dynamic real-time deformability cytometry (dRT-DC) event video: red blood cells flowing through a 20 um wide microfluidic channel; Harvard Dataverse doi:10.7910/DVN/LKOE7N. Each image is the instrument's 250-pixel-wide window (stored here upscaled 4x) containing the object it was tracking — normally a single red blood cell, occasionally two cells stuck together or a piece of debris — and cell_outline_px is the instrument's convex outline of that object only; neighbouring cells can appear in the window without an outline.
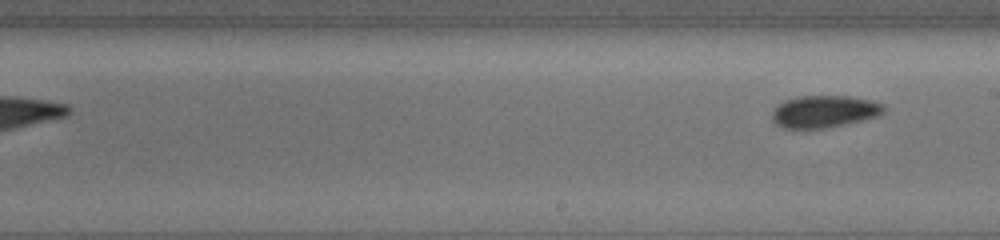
{"species": "common noctule bat (a hibernating species)", "species_latin": "Nyctalus noctula", "temperature_condition": "cold", "stored_images_in_passage": 19, "segment_of_instrument_passage": [2, 2], "camera_frame_rate_fps": 3000, "um_per_image_px": 0.085, "animal": {"sex": "female", "body_mass_g": 19.5, "forearm_length_mm": 54.1}, "frame": {"image": 1, "passage_image": 19, "time_ms": 9.0, "image_size_px": [1000, 240], "cell_outline_px": [[884, 112], [876, 116], [844, 124], [824, 128], [784, 128], [776, 124], [772, 120], [772, 112], [784, 100], [800, 96], [848, 96], [872, 100], [884, 104]], "centroid_in_image_um": [70.05, 9.47], "position_along_channel_um": 218.9, "area_um2": 20.69}}